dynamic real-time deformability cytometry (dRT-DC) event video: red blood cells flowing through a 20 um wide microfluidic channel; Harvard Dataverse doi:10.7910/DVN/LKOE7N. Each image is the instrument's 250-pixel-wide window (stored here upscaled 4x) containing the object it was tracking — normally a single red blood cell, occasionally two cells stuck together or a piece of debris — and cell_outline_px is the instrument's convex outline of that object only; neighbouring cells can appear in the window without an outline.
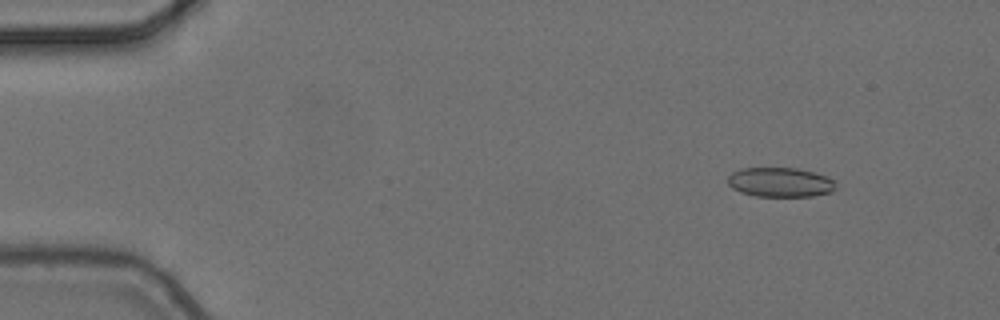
{"species": "common noctule bat (a hibernating species)", "species_latin": "Nyctalus noctula", "temperature_condition": "cold", "stored_images_in_passage": 4, "camera_frame_rate_fps": 3000, "um_per_image_px": 0.085, "animal": {"sex": "female", "body_mass_g": 24.6, "forearm_length_mm": 56.2}, "frame": {"image": 1, "passage_image": 1, "time_ms": 0.0, "image_size_px": [1000, 320], "cell_outline_px": [[836, 188], [832, 192], [812, 196], [756, 196], [740, 192], [732, 188], [728, 184], [728, 176], [732, 172], [740, 168], [796, 168], [812, 172], [824, 176], [832, 180]], "centroid_in_image_um": [66.27, 15.49], "position_along_channel_um": 18.7, "area_um2": 18.44}}
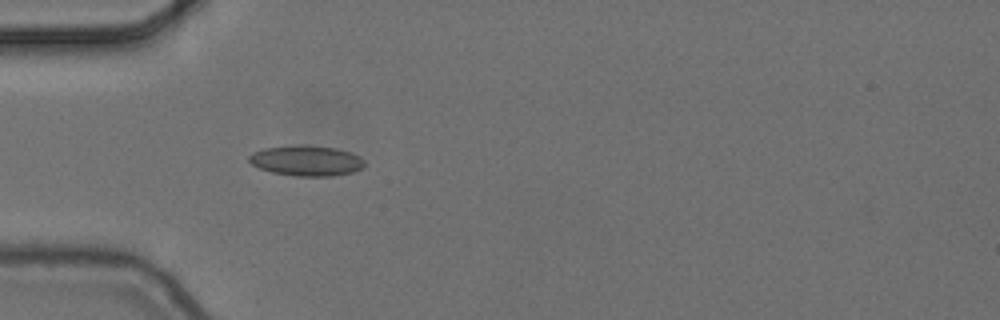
{"frame": {"image": 2, "passage_image": 4, "time_ms": 1.0, "image_size_px": [1000, 320], "cell_outline_px": [[364, 168], [352, 172], [332, 176], [296, 176], [272, 172], [260, 168], [252, 164], [248, 160], [248, 156], [252, 152], [264, 148], [300, 144], [304, 144], [336, 148], [352, 152], [360, 156], [364, 160]], "centroid_in_image_um": [26.06, 13.64], "position_along_channel_um": 58.9, "area_um2": 20.69}}